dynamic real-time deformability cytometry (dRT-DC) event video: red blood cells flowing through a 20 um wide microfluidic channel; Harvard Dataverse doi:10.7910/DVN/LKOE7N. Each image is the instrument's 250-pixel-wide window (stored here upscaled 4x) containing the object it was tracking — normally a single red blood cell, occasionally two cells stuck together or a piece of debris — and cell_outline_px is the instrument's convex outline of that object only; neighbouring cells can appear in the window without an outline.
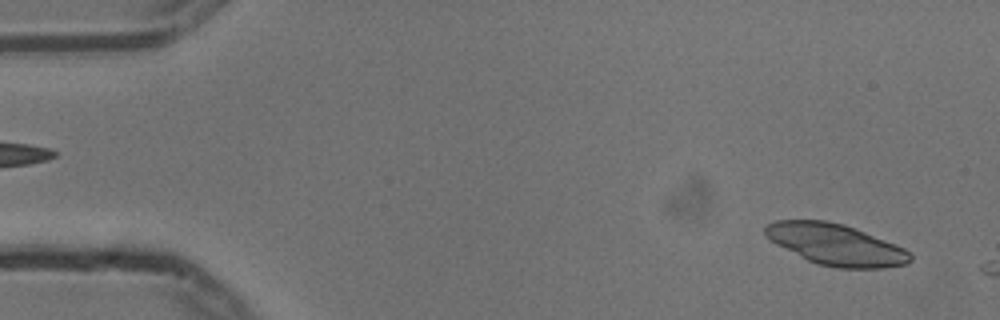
{"species": "common noctule bat (a hibernating species)", "species_latin": "Nyctalus noctula", "temperature_condition": "cold", "stored_images_in_passage": 2, "camera_frame_rate_fps": 3000, "um_per_image_px": 0.085, "animal": {"sex": "male", "body_mass_g": 13.3}, "frame": {"image": 1, "passage_image": 1, "time_ms": 0.0, "image_size_px": [1000, 320], "cell_outline_px": [[912, 260], [908, 264], [880, 268], [836, 268], [820, 264], [808, 260], [776, 244], [764, 236], [764, 228], [772, 220], [828, 220], [844, 224], [856, 228], [904, 248], [912, 256]], "centroid_in_image_um": [71.02, 20.77], "position_along_channel_um": 14.0, "area_um2": 34.8}}